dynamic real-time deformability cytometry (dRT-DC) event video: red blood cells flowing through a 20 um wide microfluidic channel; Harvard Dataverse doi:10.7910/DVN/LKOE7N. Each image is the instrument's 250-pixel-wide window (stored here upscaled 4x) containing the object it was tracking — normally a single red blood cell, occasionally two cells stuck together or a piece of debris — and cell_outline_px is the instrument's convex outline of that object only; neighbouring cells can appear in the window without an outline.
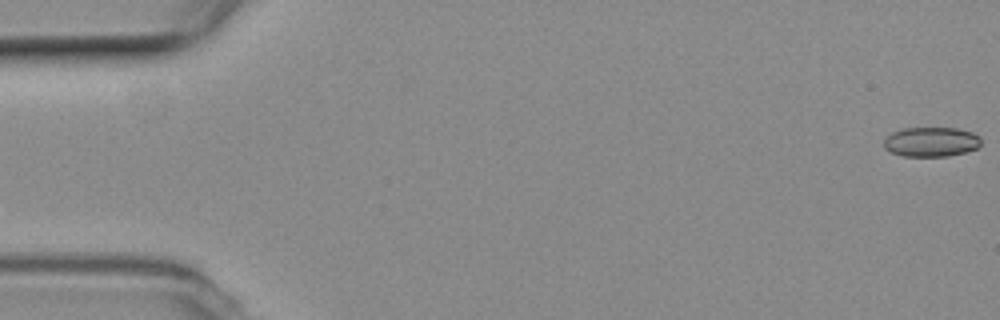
{"species": "common noctule bat (a hibernating species)", "species_latin": "Nyctalus noctula", "temperature_condition": "room temperature", "stored_images_in_passage": 54, "camera_frame_rate_fps": 3000, "um_per_image_px": 0.085, "animal": {"sex": "female", "body_mass_g": 19.3, "forearm_length_mm": 54.1}, "frame": {"image": 1, "passage_image": 1, "time_ms": 0.0, "image_size_px": [1000, 320], "cell_outline_px": [[980, 144], [976, 148], [964, 152], [948, 156], [904, 156], [892, 152], [884, 148], [884, 140], [892, 132], [904, 128], [956, 128], [972, 132], [980, 136]], "centroid_in_image_um": [79.15, 12.05], "position_along_channel_um": 5.9, "area_um2": 16.65}}
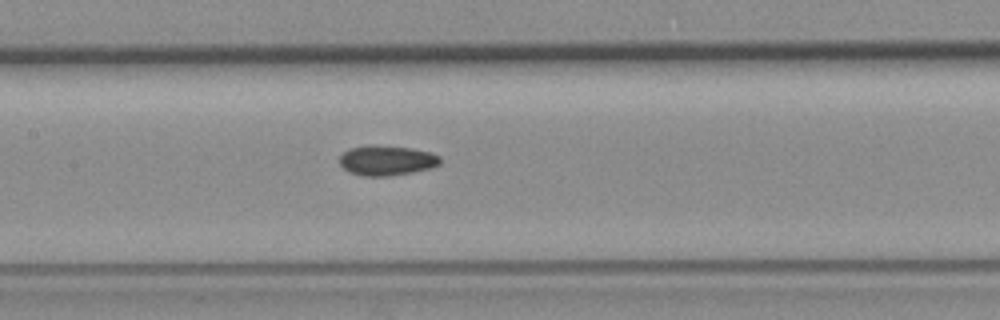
{"frame": {"image": 2, "passage_image": 26, "time_ms": 8.333, "image_size_px": [1000, 320], "cell_outline_px": [[440, 164], [432, 168], [412, 172], [388, 176], [364, 176], [348, 172], [340, 164], [340, 156], [344, 152], [352, 148], [412, 148], [432, 152], [440, 156]], "centroid_in_image_um": [32.93, 13.69], "position_along_channel_um": 174.5, "area_um2": 16.82}}
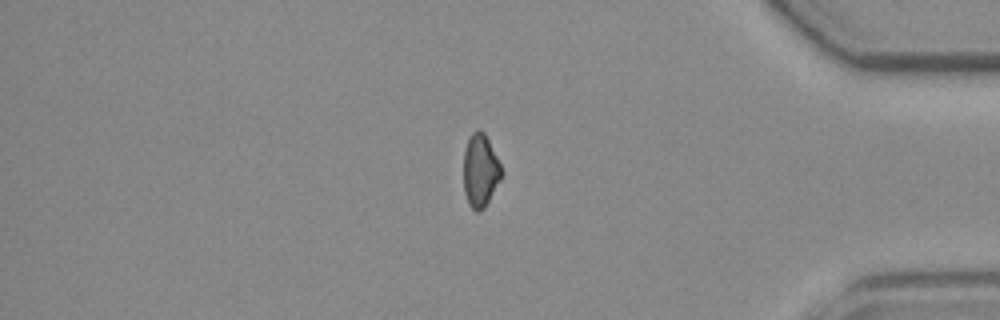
{"frame": {"image": 3, "passage_image": 46, "time_ms": 15.0, "image_size_px": [1000, 320], "cell_outline_px": [[504, 176], [484, 208], [480, 212], [476, 212], [468, 204], [464, 192], [464, 148], [472, 132], [480, 128], [484, 132], [504, 172]], "centroid_in_image_um": [40.84, 14.52], "position_along_channel_um": 394.4, "area_um2": 16.36}, "authors_computed_cell_mechanics": {"area_um2": 16.9643, "velocity_mm_per_s": 3.7857, "shape_relaxation_time_tau1_ms": null, "shape_relaxation_time_tau2_ms": 7.3669, "deformation_change_tau1": null, "deformation_change_tau2": 0.1368}}